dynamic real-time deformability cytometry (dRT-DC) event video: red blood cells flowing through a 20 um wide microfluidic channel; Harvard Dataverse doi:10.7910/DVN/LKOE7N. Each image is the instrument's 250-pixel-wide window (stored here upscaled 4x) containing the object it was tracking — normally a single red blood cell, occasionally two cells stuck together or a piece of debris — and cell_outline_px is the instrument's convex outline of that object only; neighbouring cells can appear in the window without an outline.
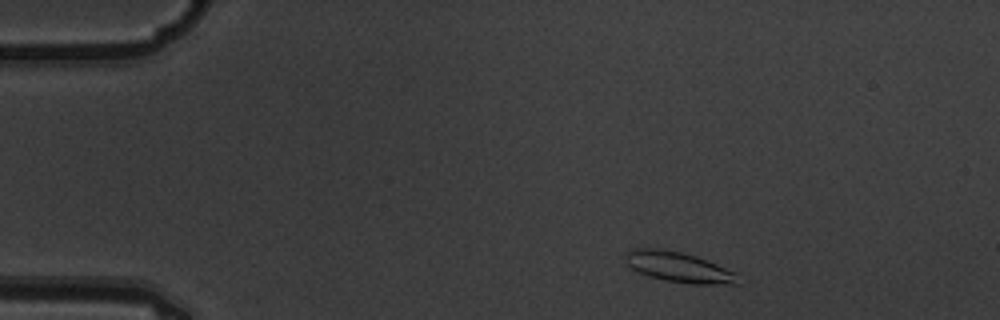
{"species": "common noctule bat (a hibernating species)", "species_latin": "Nyctalus noctula", "temperature_condition": "warm", "stored_images_in_passage": 3, "camera_frame_rate_fps": 3000, "um_per_image_px": 0.085, "animal": {"sex": "male", "body_mass_g": 19.5, "forearm_length_mm": 54.6}, "frame": {"image": 1, "passage_image": 1, "time_ms": 0.0, "image_size_px": [1000, 320], "cell_outline_px": [[740, 284], [692, 284], [664, 280], [648, 276], [632, 268], [628, 264], [624, 256], [632, 248], [656, 248], [680, 252], [696, 256], [736, 272]], "centroid_in_image_um": [57.7, 22.71], "position_along_channel_um": 27.3, "area_um2": 19.71}}